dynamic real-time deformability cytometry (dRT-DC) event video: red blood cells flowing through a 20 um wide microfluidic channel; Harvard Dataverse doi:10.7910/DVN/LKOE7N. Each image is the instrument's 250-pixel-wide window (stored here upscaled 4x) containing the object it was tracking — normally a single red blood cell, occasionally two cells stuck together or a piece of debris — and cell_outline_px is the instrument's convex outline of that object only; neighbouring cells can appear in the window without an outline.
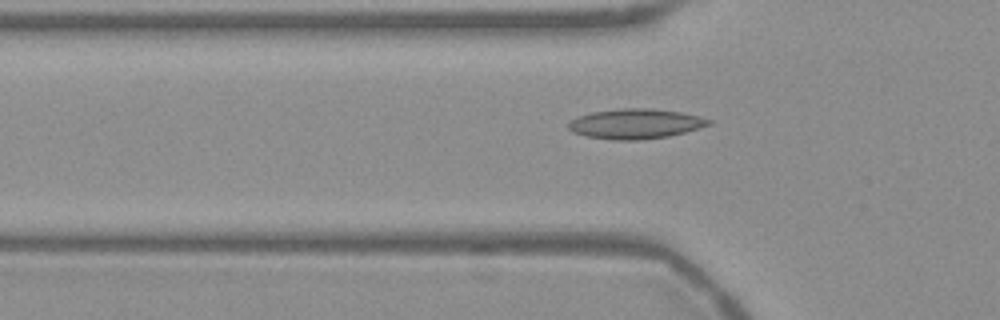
{"species": "Egyptian fruit bat (a non-hibernating species)", "species_latin": "Rousettus aegyptiacus", "temperature_condition": "warm", "stored_images_in_passage": 44, "camera_frame_rate_fps": 3000, "um_per_image_px": 0.085, "frame": {"image": 1, "passage_image": 10, "time_ms": 3.0, "image_size_px": [1000, 320], "cell_outline_px": [[712, 124], [700, 128], [668, 136], [640, 140], [612, 140], [588, 136], [572, 132], [568, 128], [568, 120], [576, 116], [592, 112], [620, 108], [652, 108], [680, 112], [712, 120]], "centroid_in_image_um": [53.97, 10.52], "position_along_channel_um": 71.8, "area_um2": 24.57}}
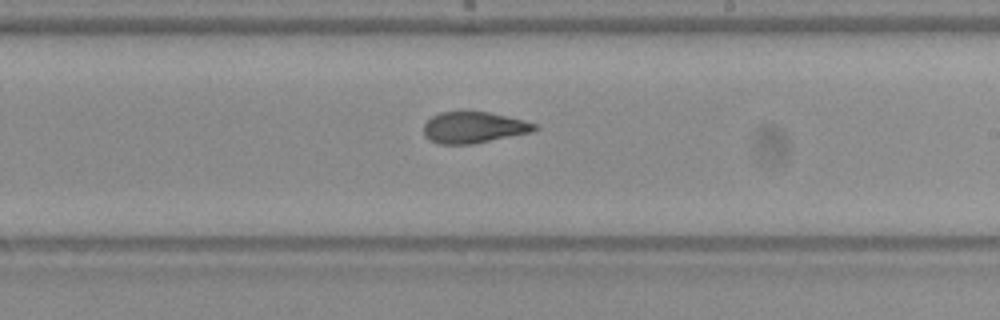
{"frame": {"image": 2, "passage_image": 24, "time_ms": 7.667, "image_size_px": [1000, 320], "cell_outline_px": [[540, 128], [532, 132], [472, 144], [440, 144], [428, 140], [424, 136], [424, 124], [432, 116], [440, 112], [488, 112], [524, 120], [540, 124]], "centroid_in_image_um": [40.29, 10.84], "position_along_channel_um": 248.7, "area_um2": 20.29}}
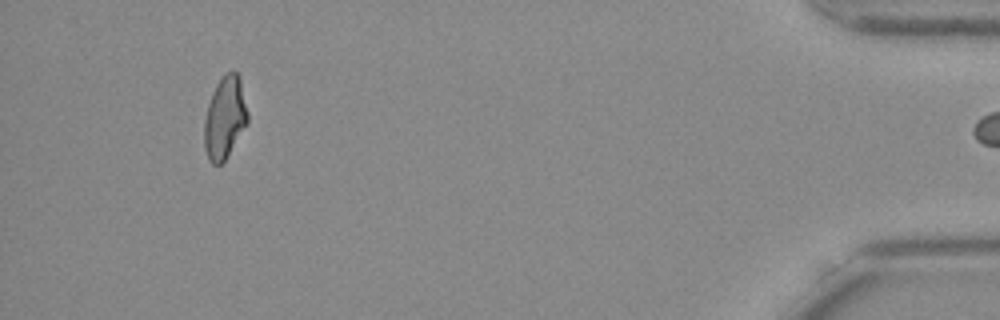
{"frame": {"image": 3, "passage_image": 43, "time_ms": 14.0, "image_size_px": [1000, 320], "cell_outline_px": [[248, 124], [224, 160], [220, 164], [212, 164], [208, 160], [204, 148], [204, 120], [208, 104], [212, 92], [216, 84], [232, 68], [240, 76], [248, 112]], "centroid_in_image_um": [19.11, 9.99], "position_along_channel_um": 416.1, "area_um2": 20.92}}